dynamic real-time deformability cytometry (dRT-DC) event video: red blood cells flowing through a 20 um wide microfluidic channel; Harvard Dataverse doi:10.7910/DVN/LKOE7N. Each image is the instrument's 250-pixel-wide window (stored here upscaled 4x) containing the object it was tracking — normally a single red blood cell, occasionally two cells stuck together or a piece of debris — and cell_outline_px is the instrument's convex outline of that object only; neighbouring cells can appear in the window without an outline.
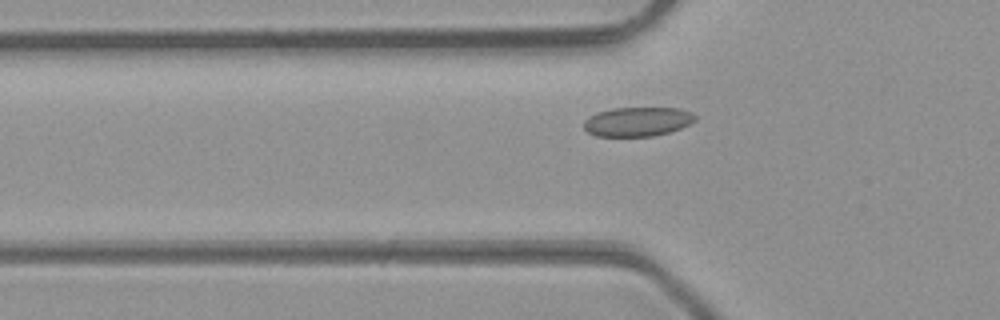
{"species": "common noctule bat (a hibernating species)", "species_latin": "Nyctalus noctula", "temperature_condition": "room temperature", "stored_images_in_passage": 29, "camera_frame_rate_fps": 3000, "um_per_image_px": 0.085, "animal": {"sex": "male", "body_mass_g": 23.1, "forearm_length_mm": 52.7}, "frame": {"image": 1, "passage_image": 2, "time_ms": 0.333, "image_size_px": [1000, 320], "cell_outline_px": [[696, 120], [680, 128], [668, 132], [652, 136], [596, 136], [588, 132], [584, 128], [584, 120], [588, 116], [596, 112], [612, 108], [680, 108], [692, 112], [696, 116]], "centroid_in_image_um": [54.17, 10.33], "position_along_channel_um": 71.6, "area_um2": 19.02}}
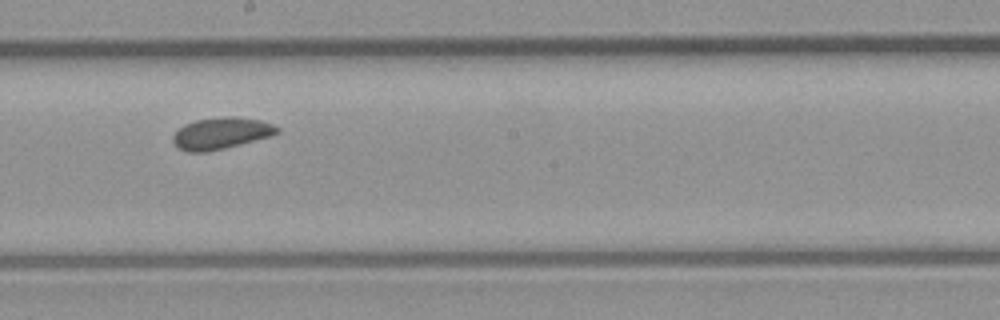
{"frame": {"image": 2, "passage_image": 13, "time_ms": 4.0, "image_size_px": [1000, 320], "cell_outline_px": [[280, 132], [268, 136], [224, 148], [208, 152], [188, 152], [180, 148], [172, 140], [172, 136], [184, 124], [196, 120], [228, 116], [232, 116], [260, 120], [272, 124], [280, 128]], "centroid_in_image_um": [18.78, 11.32], "position_along_channel_um": 229.4, "area_um2": 18.84}}
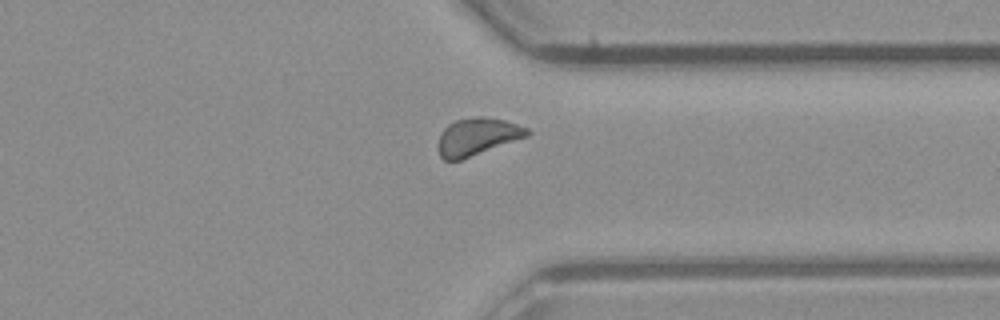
{"frame": {"image": 3, "passage_image": 23, "time_ms": 7.333, "image_size_px": [1000, 320], "cell_outline_px": [[532, 132], [528, 136], [460, 160], [444, 160], [440, 156], [440, 132], [448, 124], [456, 120], [480, 116], [504, 120], [528, 128]], "centroid_in_image_um": [40.59, 11.6], "position_along_channel_um": 370.8, "area_um2": 19.02}}